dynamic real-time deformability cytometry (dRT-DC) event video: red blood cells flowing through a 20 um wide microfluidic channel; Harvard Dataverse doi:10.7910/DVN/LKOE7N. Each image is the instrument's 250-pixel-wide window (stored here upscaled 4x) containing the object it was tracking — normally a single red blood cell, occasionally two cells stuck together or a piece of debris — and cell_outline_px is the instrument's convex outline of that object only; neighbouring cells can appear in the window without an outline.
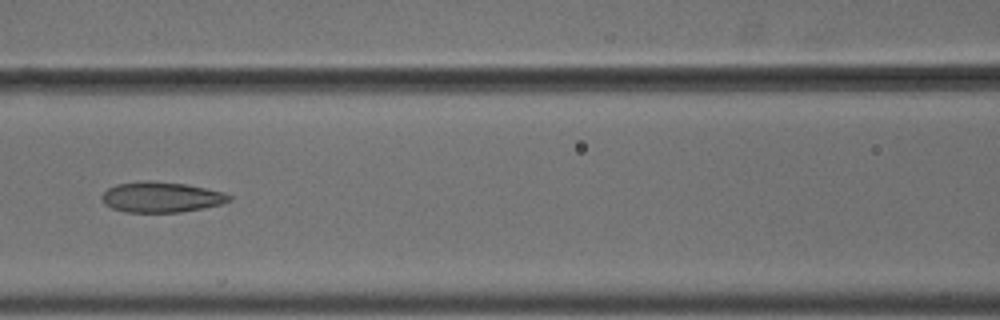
{"species": "common noctule bat (a hibernating species)", "species_latin": "Nyctalus noctula", "temperature_condition": "cold", "stored_images_in_passage": 8, "camera_frame_rate_fps": 3000, "um_per_image_px": 0.085, "animal": {"sex": "male", "body_mass_g": 18.8}, "frame": {"image": 1, "passage_image": 8, "time_ms": 2.333, "image_size_px": [1000, 320], "cell_outline_px": [[232, 200], [220, 204], [204, 208], [180, 212], [124, 212], [112, 208], [104, 204], [100, 200], [100, 196], [108, 188], [116, 184], [144, 180], [152, 180], [184, 184], [224, 192], [232, 196]], "centroid_in_image_um": [13.67, 16.75], "position_along_channel_um": 152.9, "area_um2": 22.77}}